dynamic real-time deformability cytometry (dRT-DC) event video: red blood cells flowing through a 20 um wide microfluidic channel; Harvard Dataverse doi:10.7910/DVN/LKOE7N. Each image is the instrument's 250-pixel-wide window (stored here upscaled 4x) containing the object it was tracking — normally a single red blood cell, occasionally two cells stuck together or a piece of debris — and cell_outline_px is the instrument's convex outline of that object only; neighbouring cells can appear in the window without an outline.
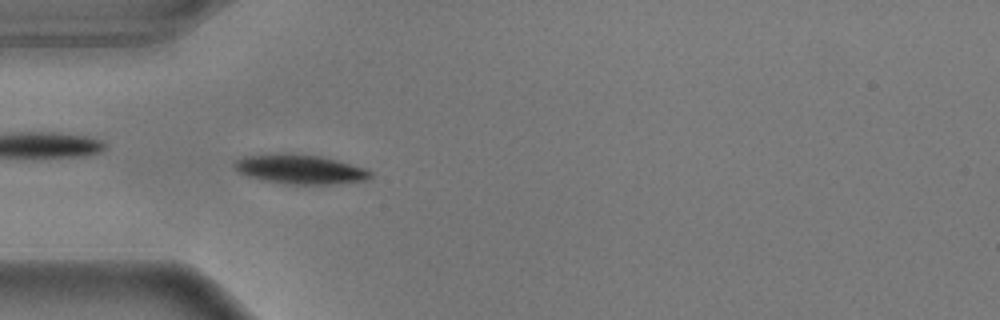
{"species": "common noctule bat (a hibernating species)", "species_latin": "Nyctalus noctula", "temperature_condition": "warm", "stored_images_in_passage": 55, "camera_frame_rate_fps": 3000, "um_per_image_px": 0.085, "animal": {"sex": "male", "body_mass_g": 17.9}, "frame": {"image": 1, "passage_image": 16, "time_ms": 5.0, "image_size_px": [1000, 320], "cell_outline_px": [[372, 176], [368, 180], [336, 184], [284, 184], [260, 180], [248, 176], [240, 172], [236, 168], [236, 160], [244, 156], [272, 152], [292, 152], [320, 156], [336, 160], [364, 168], [372, 172]], "centroid_in_image_um": [25.5, 14.37], "position_along_channel_um": 59.5, "area_um2": 23.64}}
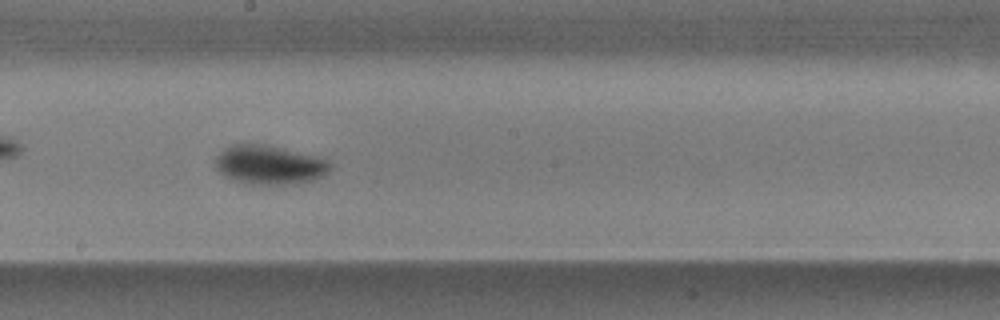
{"frame": {"image": 2, "passage_image": 30, "time_ms": 9.667, "image_size_px": [1000, 320], "cell_outline_px": [[332, 168], [328, 172], [312, 180], [284, 184], [248, 184], [232, 180], [224, 176], [216, 168], [216, 156], [224, 148], [232, 144], [264, 144], [284, 148], [316, 156], [328, 160], [332, 164]], "centroid_in_image_um": [22.88, 14.0], "position_along_channel_um": 225.3, "area_um2": 26.07}}
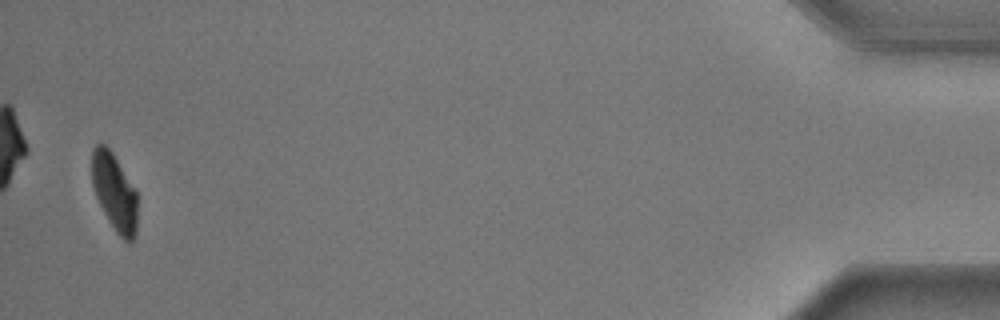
{"frame": {"image": 3, "passage_image": 54, "time_ms": 17.667, "image_size_px": [1000, 320], "cell_outline_px": [[136, 232], [132, 240], [128, 244], [116, 232], [104, 212], [96, 196], [92, 184], [92, 148], [96, 144], [104, 144], [112, 152], [136, 192]], "centroid_in_image_um": [9.71, 16.33], "position_along_channel_um": 425.5, "area_um2": 20.06}, "authors_computed_cell_mechanics": {"area_um2": 23.2356, "velocity_mm_per_s": 3.5937, "shape_relaxation_time_tau1_ms": 1.7189, "shape_relaxation_time_tau2_ms": null, "deformation_change_tau1": 0.131, "deformation_change_tau2": null}}